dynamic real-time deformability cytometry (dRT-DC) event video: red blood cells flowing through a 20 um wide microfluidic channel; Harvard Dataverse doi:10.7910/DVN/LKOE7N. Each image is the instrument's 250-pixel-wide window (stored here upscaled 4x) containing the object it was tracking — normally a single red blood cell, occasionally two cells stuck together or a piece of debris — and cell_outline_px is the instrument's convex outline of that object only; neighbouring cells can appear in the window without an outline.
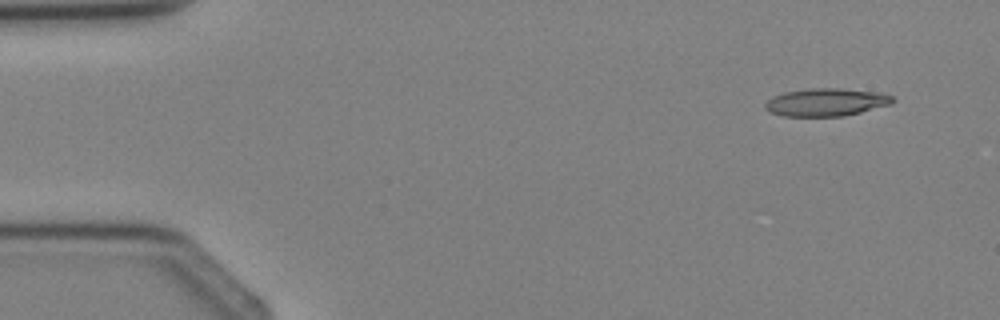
{"species": "Egyptian fruit bat (a non-hibernating species)", "species_latin": "Rousettus aegyptiacus", "temperature_condition": "cold", "stored_images_in_passage": 3, "camera_frame_rate_fps": 3000, "um_per_image_px": 0.085, "animal": {"sex": "female"}, "frame": {"image": 1, "passage_image": 1, "time_ms": 0.0, "image_size_px": [1000, 320], "cell_outline_px": [[896, 100], [892, 104], [844, 116], [784, 116], [772, 112], [764, 108], [764, 104], [772, 96], [784, 92], [808, 88], [840, 88], [880, 92], [892, 96]], "centroid_in_image_um": [70.24, 8.68], "position_along_channel_um": 14.8, "area_um2": 20.75}}
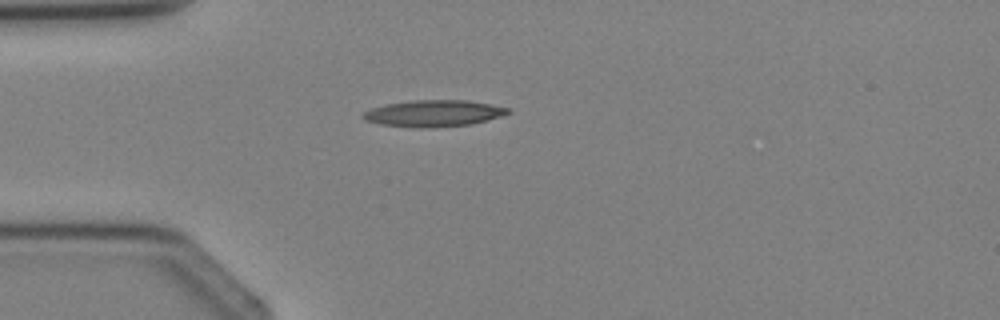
{"frame": {"image": 2, "passage_image": 3, "time_ms": 2.333, "image_size_px": [1000, 320], "cell_outline_px": [[512, 112], [500, 116], [472, 124], [424, 128], [416, 128], [380, 124], [364, 120], [360, 116], [364, 112], [372, 108], [384, 104], [412, 100], [468, 100], [492, 104], [512, 108]], "centroid_in_image_um": [36.86, 9.63], "position_along_channel_um": 48.1, "area_um2": 22.6}}